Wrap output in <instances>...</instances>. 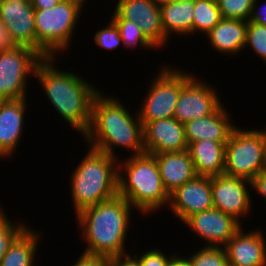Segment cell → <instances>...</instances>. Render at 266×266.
Wrapping results in <instances>:
<instances>
[{"mask_svg":"<svg viewBox=\"0 0 266 266\" xmlns=\"http://www.w3.org/2000/svg\"><path fill=\"white\" fill-rule=\"evenodd\" d=\"M88 1L61 0L49 9H35L37 44L50 56L66 53ZM83 10V11H82ZM66 50V51H65Z\"/></svg>","mask_w":266,"mask_h":266,"instance_id":"6","label":"cell"},{"mask_svg":"<svg viewBox=\"0 0 266 266\" xmlns=\"http://www.w3.org/2000/svg\"><path fill=\"white\" fill-rule=\"evenodd\" d=\"M183 225L205 242L203 247H224L242 227L232 216L216 208L190 216Z\"/></svg>","mask_w":266,"mask_h":266,"instance_id":"14","label":"cell"},{"mask_svg":"<svg viewBox=\"0 0 266 266\" xmlns=\"http://www.w3.org/2000/svg\"><path fill=\"white\" fill-rule=\"evenodd\" d=\"M248 47L266 63V25L247 21L246 43L243 50H247Z\"/></svg>","mask_w":266,"mask_h":266,"instance_id":"29","label":"cell"},{"mask_svg":"<svg viewBox=\"0 0 266 266\" xmlns=\"http://www.w3.org/2000/svg\"><path fill=\"white\" fill-rule=\"evenodd\" d=\"M14 46L5 25L0 21V52Z\"/></svg>","mask_w":266,"mask_h":266,"instance_id":"37","label":"cell"},{"mask_svg":"<svg viewBox=\"0 0 266 266\" xmlns=\"http://www.w3.org/2000/svg\"><path fill=\"white\" fill-rule=\"evenodd\" d=\"M261 2L260 0H254L251 16L249 18V21L256 22L261 25H266V2L262 4V6H259L261 4H257ZM259 7V8H258Z\"/></svg>","mask_w":266,"mask_h":266,"instance_id":"36","label":"cell"},{"mask_svg":"<svg viewBox=\"0 0 266 266\" xmlns=\"http://www.w3.org/2000/svg\"><path fill=\"white\" fill-rule=\"evenodd\" d=\"M106 94L102 90L93 99L91 124L82 137L85 144L118 160L121 155H117V148H126L129 156L145 153L143 124L138 111L132 114L119 97Z\"/></svg>","mask_w":266,"mask_h":266,"instance_id":"2","label":"cell"},{"mask_svg":"<svg viewBox=\"0 0 266 266\" xmlns=\"http://www.w3.org/2000/svg\"><path fill=\"white\" fill-rule=\"evenodd\" d=\"M35 9L25 0H0V21L5 25L14 45L28 46L43 58L50 56L37 44Z\"/></svg>","mask_w":266,"mask_h":266,"instance_id":"12","label":"cell"},{"mask_svg":"<svg viewBox=\"0 0 266 266\" xmlns=\"http://www.w3.org/2000/svg\"><path fill=\"white\" fill-rule=\"evenodd\" d=\"M109 266H139V262L132 252H129L109 258Z\"/></svg>","mask_w":266,"mask_h":266,"instance_id":"35","label":"cell"},{"mask_svg":"<svg viewBox=\"0 0 266 266\" xmlns=\"http://www.w3.org/2000/svg\"><path fill=\"white\" fill-rule=\"evenodd\" d=\"M223 103L210 115L193 119L184 124L187 144L199 140L227 142L237 126Z\"/></svg>","mask_w":266,"mask_h":266,"instance_id":"19","label":"cell"},{"mask_svg":"<svg viewBox=\"0 0 266 266\" xmlns=\"http://www.w3.org/2000/svg\"><path fill=\"white\" fill-rule=\"evenodd\" d=\"M81 253L74 265L71 266H109V258L107 257Z\"/></svg>","mask_w":266,"mask_h":266,"instance_id":"33","label":"cell"},{"mask_svg":"<svg viewBox=\"0 0 266 266\" xmlns=\"http://www.w3.org/2000/svg\"><path fill=\"white\" fill-rule=\"evenodd\" d=\"M211 190L213 208L232 216L241 225V218L251 215L254 200L250 181L223 173L211 177Z\"/></svg>","mask_w":266,"mask_h":266,"instance_id":"10","label":"cell"},{"mask_svg":"<svg viewBox=\"0 0 266 266\" xmlns=\"http://www.w3.org/2000/svg\"><path fill=\"white\" fill-rule=\"evenodd\" d=\"M61 0H33L31 5L34 9H49L56 6Z\"/></svg>","mask_w":266,"mask_h":266,"instance_id":"39","label":"cell"},{"mask_svg":"<svg viewBox=\"0 0 266 266\" xmlns=\"http://www.w3.org/2000/svg\"><path fill=\"white\" fill-rule=\"evenodd\" d=\"M4 210L6 209L0 204V262L13 241L29 226L27 222L25 223L19 218L18 221L12 219V222Z\"/></svg>","mask_w":266,"mask_h":266,"instance_id":"27","label":"cell"},{"mask_svg":"<svg viewBox=\"0 0 266 266\" xmlns=\"http://www.w3.org/2000/svg\"><path fill=\"white\" fill-rule=\"evenodd\" d=\"M246 30L247 21L222 18L203 37H207L205 39H208V46L213 51L225 56H237L244 49Z\"/></svg>","mask_w":266,"mask_h":266,"instance_id":"20","label":"cell"},{"mask_svg":"<svg viewBox=\"0 0 266 266\" xmlns=\"http://www.w3.org/2000/svg\"><path fill=\"white\" fill-rule=\"evenodd\" d=\"M114 6L113 10L123 20L138 24L144 36L159 51L168 44L171 46L164 36L160 6L152 0H116Z\"/></svg>","mask_w":266,"mask_h":266,"instance_id":"13","label":"cell"},{"mask_svg":"<svg viewBox=\"0 0 266 266\" xmlns=\"http://www.w3.org/2000/svg\"><path fill=\"white\" fill-rule=\"evenodd\" d=\"M109 22L106 26L97 30L94 35V43L100 48L106 51H114L118 47L122 46V39L120 37V31L115 22L109 18Z\"/></svg>","mask_w":266,"mask_h":266,"instance_id":"31","label":"cell"},{"mask_svg":"<svg viewBox=\"0 0 266 266\" xmlns=\"http://www.w3.org/2000/svg\"><path fill=\"white\" fill-rule=\"evenodd\" d=\"M133 210L136 211L125 198L117 195L79 212L76 225L81 240L87 242L82 252L107 258L131 252L126 250L125 241L129 237Z\"/></svg>","mask_w":266,"mask_h":266,"instance_id":"3","label":"cell"},{"mask_svg":"<svg viewBox=\"0 0 266 266\" xmlns=\"http://www.w3.org/2000/svg\"><path fill=\"white\" fill-rule=\"evenodd\" d=\"M226 143L199 140L188 145L197 176L214 177L224 173Z\"/></svg>","mask_w":266,"mask_h":266,"instance_id":"23","label":"cell"},{"mask_svg":"<svg viewBox=\"0 0 266 266\" xmlns=\"http://www.w3.org/2000/svg\"><path fill=\"white\" fill-rule=\"evenodd\" d=\"M146 250L145 252H140V255L132 253L138 259L139 266H168L171 257L176 253L174 250V252L166 255L164 251H161L162 248L156 247L152 249L146 248Z\"/></svg>","mask_w":266,"mask_h":266,"instance_id":"32","label":"cell"},{"mask_svg":"<svg viewBox=\"0 0 266 266\" xmlns=\"http://www.w3.org/2000/svg\"><path fill=\"white\" fill-rule=\"evenodd\" d=\"M192 266H229L224 247H201L187 256Z\"/></svg>","mask_w":266,"mask_h":266,"instance_id":"28","label":"cell"},{"mask_svg":"<svg viewBox=\"0 0 266 266\" xmlns=\"http://www.w3.org/2000/svg\"><path fill=\"white\" fill-rule=\"evenodd\" d=\"M213 208L211 177L196 176L170 194L167 210L184 223L190 216Z\"/></svg>","mask_w":266,"mask_h":266,"instance_id":"15","label":"cell"},{"mask_svg":"<svg viewBox=\"0 0 266 266\" xmlns=\"http://www.w3.org/2000/svg\"><path fill=\"white\" fill-rule=\"evenodd\" d=\"M221 19L217 0H194L193 36H204Z\"/></svg>","mask_w":266,"mask_h":266,"instance_id":"25","label":"cell"},{"mask_svg":"<svg viewBox=\"0 0 266 266\" xmlns=\"http://www.w3.org/2000/svg\"><path fill=\"white\" fill-rule=\"evenodd\" d=\"M111 12H113L111 14V19L115 22L120 31L123 49L127 48L128 51L129 49L133 51L132 49L136 50L140 47L141 49H144V51L152 49L155 51L157 50V48L144 36L138 24L132 21L123 20L114 10Z\"/></svg>","mask_w":266,"mask_h":266,"instance_id":"26","label":"cell"},{"mask_svg":"<svg viewBox=\"0 0 266 266\" xmlns=\"http://www.w3.org/2000/svg\"><path fill=\"white\" fill-rule=\"evenodd\" d=\"M121 158L118 161V195L142 215L154 216L160 209L166 210L170 195L165 190L155 156L142 153Z\"/></svg>","mask_w":266,"mask_h":266,"instance_id":"4","label":"cell"},{"mask_svg":"<svg viewBox=\"0 0 266 266\" xmlns=\"http://www.w3.org/2000/svg\"><path fill=\"white\" fill-rule=\"evenodd\" d=\"M27 98L0 101V158H13L22 142L26 112L28 113ZM18 146V147H17Z\"/></svg>","mask_w":266,"mask_h":266,"instance_id":"18","label":"cell"},{"mask_svg":"<svg viewBox=\"0 0 266 266\" xmlns=\"http://www.w3.org/2000/svg\"><path fill=\"white\" fill-rule=\"evenodd\" d=\"M43 57L33 48L14 45L0 52V101L28 98L29 78ZM28 90V91H27Z\"/></svg>","mask_w":266,"mask_h":266,"instance_id":"9","label":"cell"},{"mask_svg":"<svg viewBox=\"0 0 266 266\" xmlns=\"http://www.w3.org/2000/svg\"><path fill=\"white\" fill-rule=\"evenodd\" d=\"M195 76L182 87L176 104L174 118L182 124L208 116L222 104L218 88Z\"/></svg>","mask_w":266,"mask_h":266,"instance_id":"11","label":"cell"},{"mask_svg":"<svg viewBox=\"0 0 266 266\" xmlns=\"http://www.w3.org/2000/svg\"><path fill=\"white\" fill-rule=\"evenodd\" d=\"M57 60L58 57L43 58L36 67L34 78L53 111L83 137L91 124L93 99L101 87L97 88L75 70L57 68Z\"/></svg>","mask_w":266,"mask_h":266,"instance_id":"1","label":"cell"},{"mask_svg":"<svg viewBox=\"0 0 266 266\" xmlns=\"http://www.w3.org/2000/svg\"><path fill=\"white\" fill-rule=\"evenodd\" d=\"M251 190L255 191L264 201L266 200V169L260 171L251 181ZM266 202V201H265Z\"/></svg>","mask_w":266,"mask_h":266,"instance_id":"34","label":"cell"},{"mask_svg":"<svg viewBox=\"0 0 266 266\" xmlns=\"http://www.w3.org/2000/svg\"><path fill=\"white\" fill-rule=\"evenodd\" d=\"M80 161L68 181L75 216L118 195V159L88 147Z\"/></svg>","mask_w":266,"mask_h":266,"instance_id":"5","label":"cell"},{"mask_svg":"<svg viewBox=\"0 0 266 266\" xmlns=\"http://www.w3.org/2000/svg\"><path fill=\"white\" fill-rule=\"evenodd\" d=\"M222 18L248 21L254 0H217Z\"/></svg>","mask_w":266,"mask_h":266,"instance_id":"30","label":"cell"},{"mask_svg":"<svg viewBox=\"0 0 266 266\" xmlns=\"http://www.w3.org/2000/svg\"><path fill=\"white\" fill-rule=\"evenodd\" d=\"M28 226L11 244L0 262V266H38L36 265L38 246L42 244L39 230ZM41 242V243H40ZM40 243V244H39ZM36 260V261H35Z\"/></svg>","mask_w":266,"mask_h":266,"instance_id":"24","label":"cell"},{"mask_svg":"<svg viewBox=\"0 0 266 266\" xmlns=\"http://www.w3.org/2000/svg\"><path fill=\"white\" fill-rule=\"evenodd\" d=\"M156 5H159V6H161V5H163V4H165V3H168V2H170V1H172V0H152Z\"/></svg>","mask_w":266,"mask_h":266,"instance_id":"40","label":"cell"},{"mask_svg":"<svg viewBox=\"0 0 266 266\" xmlns=\"http://www.w3.org/2000/svg\"><path fill=\"white\" fill-rule=\"evenodd\" d=\"M260 228L242 226L224 246L229 266H266V237Z\"/></svg>","mask_w":266,"mask_h":266,"instance_id":"17","label":"cell"},{"mask_svg":"<svg viewBox=\"0 0 266 266\" xmlns=\"http://www.w3.org/2000/svg\"><path fill=\"white\" fill-rule=\"evenodd\" d=\"M143 135L145 153L151 155L188 149L184 124L174 117L147 122Z\"/></svg>","mask_w":266,"mask_h":266,"instance_id":"16","label":"cell"},{"mask_svg":"<svg viewBox=\"0 0 266 266\" xmlns=\"http://www.w3.org/2000/svg\"><path fill=\"white\" fill-rule=\"evenodd\" d=\"M162 65L159 66L161 68L155 77H152L148 90L143 96L144 100L140 108H137L143 126L147 122L174 117L182 87L196 75L174 64L169 65L162 61Z\"/></svg>","mask_w":266,"mask_h":266,"instance_id":"7","label":"cell"},{"mask_svg":"<svg viewBox=\"0 0 266 266\" xmlns=\"http://www.w3.org/2000/svg\"><path fill=\"white\" fill-rule=\"evenodd\" d=\"M266 169L265 129H244L236 126L225 148L224 174L252 181Z\"/></svg>","mask_w":266,"mask_h":266,"instance_id":"8","label":"cell"},{"mask_svg":"<svg viewBox=\"0 0 266 266\" xmlns=\"http://www.w3.org/2000/svg\"><path fill=\"white\" fill-rule=\"evenodd\" d=\"M165 38L193 36L194 0H172L160 6Z\"/></svg>","mask_w":266,"mask_h":266,"instance_id":"22","label":"cell"},{"mask_svg":"<svg viewBox=\"0 0 266 266\" xmlns=\"http://www.w3.org/2000/svg\"><path fill=\"white\" fill-rule=\"evenodd\" d=\"M168 266H192V263L187 255L184 256L182 252L180 255V252L176 251V253L171 257Z\"/></svg>","mask_w":266,"mask_h":266,"instance_id":"38","label":"cell"},{"mask_svg":"<svg viewBox=\"0 0 266 266\" xmlns=\"http://www.w3.org/2000/svg\"><path fill=\"white\" fill-rule=\"evenodd\" d=\"M165 190L170 195L197 174L188 150L154 154Z\"/></svg>","mask_w":266,"mask_h":266,"instance_id":"21","label":"cell"}]
</instances>
